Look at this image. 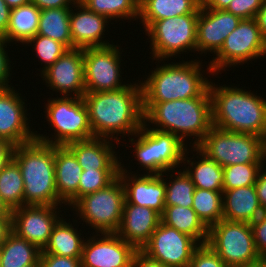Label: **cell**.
Listing matches in <instances>:
<instances>
[{"instance_id":"cell-1","label":"cell","mask_w":266,"mask_h":267,"mask_svg":"<svg viewBox=\"0 0 266 267\" xmlns=\"http://www.w3.org/2000/svg\"><path fill=\"white\" fill-rule=\"evenodd\" d=\"M137 81L118 90L83 95L94 137L111 139L117 145L121 136H132L143 126L142 86Z\"/></svg>"},{"instance_id":"cell-2","label":"cell","mask_w":266,"mask_h":267,"mask_svg":"<svg viewBox=\"0 0 266 267\" xmlns=\"http://www.w3.org/2000/svg\"><path fill=\"white\" fill-rule=\"evenodd\" d=\"M158 61V62H157ZM149 72L141 82L143 113L145 114L155 103L173 100H186L198 96H211L210 81L205 78L202 61L194 59L182 62H171L159 65ZM168 63V64H167ZM202 67V68H201ZM203 73V74H202ZM204 77V78H203Z\"/></svg>"},{"instance_id":"cell-3","label":"cell","mask_w":266,"mask_h":267,"mask_svg":"<svg viewBox=\"0 0 266 267\" xmlns=\"http://www.w3.org/2000/svg\"><path fill=\"white\" fill-rule=\"evenodd\" d=\"M216 86L210 81L212 125L231 132L248 133L266 141V100L243 88Z\"/></svg>"},{"instance_id":"cell-4","label":"cell","mask_w":266,"mask_h":267,"mask_svg":"<svg viewBox=\"0 0 266 267\" xmlns=\"http://www.w3.org/2000/svg\"><path fill=\"white\" fill-rule=\"evenodd\" d=\"M144 122L153 126L150 128L176 135L184 144L193 137L194 142L188 145L196 147L213 126L211 96L155 103L144 114Z\"/></svg>"},{"instance_id":"cell-5","label":"cell","mask_w":266,"mask_h":267,"mask_svg":"<svg viewBox=\"0 0 266 267\" xmlns=\"http://www.w3.org/2000/svg\"><path fill=\"white\" fill-rule=\"evenodd\" d=\"M12 159L18 164L24 181L25 205H66L57 194L54 145L38 140L14 147Z\"/></svg>"},{"instance_id":"cell-6","label":"cell","mask_w":266,"mask_h":267,"mask_svg":"<svg viewBox=\"0 0 266 267\" xmlns=\"http://www.w3.org/2000/svg\"><path fill=\"white\" fill-rule=\"evenodd\" d=\"M133 136V138H132ZM129 142L134 146L133 155L144 174L161 175L164 172L181 168L185 151L188 148L176 135L150 128L145 122ZM137 138V139H135Z\"/></svg>"},{"instance_id":"cell-7","label":"cell","mask_w":266,"mask_h":267,"mask_svg":"<svg viewBox=\"0 0 266 267\" xmlns=\"http://www.w3.org/2000/svg\"><path fill=\"white\" fill-rule=\"evenodd\" d=\"M196 148L222 168L234 164L266 163V141L253 134L212 126Z\"/></svg>"},{"instance_id":"cell-8","label":"cell","mask_w":266,"mask_h":267,"mask_svg":"<svg viewBox=\"0 0 266 267\" xmlns=\"http://www.w3.org/2000/svg\"><path fill=\"white\" fill-rule=\"evenodd\" d=\"M44 109L48 125L53 126L51 129L54 128V135L51 134L49 138L36 131V140L49 145L66 146L70 142L94 137L82 97H51Z\"/></svg>"},{"instance_id":"cell-9","label":"cell","mask_w":266,"mask_h":267,"mask_svg":"<svg viewBox=\"0 0 266 267\" xmlns=\"http://www.w3.org/2000/svg\"><path fill=\"white\" fill-rule=\"evenodd\" d=\"M123 183L117 176L106 187L81 197L70 209L76 218L91 226L94 233H116L122 221L125 203Z\"/></svg>"},{"instance_id":"cell-10","label":"cell","mask_w":266,"mask_h":267,"mask_svg":"<svg viewBox=\"0 0 266 267\" xmlns=\"http://www.w3.org/2000/svg\"><path fill=\"white\" fill-rule=\"evenodd\" d=\"M198 15L191 13L158 20L144 31L150 39L151 59L169 61L187 51L195 53Z\"/></svg>"},{"instance_id":"cell-11","label":"cell","mask_w":266,"mask_h":267,"mask_svg":"<svg viewBox=\"0 0 266 267\" xmlns=\"http://www.w3.org/2000/svg\"><path fill=\"white\" fill-rule=\"evenodd\" d=\"M266 56V40L260 33L255 18L242 19L239 25L225 39L220 51L213 56L207 67V73L216 76L226 71L227 67L246 64L252 59ZM221 71V72H220Z\"/></svg>"},{"instance_id":"cell-12","label":"cell","mask_w":266,"mask_h":267,"mask_svg":"<svg viewBox=\"0 0 266 267\" xmlns=\"http://www.w3.org/2000/svg\"><path fill=\"white\" fill-rule=\"evenodd\" d=\"M207 244L228 267L251 264L261 259L255 248L250 223L222 219L209 228Z\"/></svg>"},{"instance_id":"cell-13","label":"cell","mask_w":266,"mask_h":267,"mask_svg":"<svg viewBox=\"0 0 266 267\" xmlns=\"http://www.w3.org/2000/svg\"><path fill=\"white\" fill-rule=\"evenodd\" d=\"M111 43L104 47L83 49L86 92L113 91L128 85L123 82V73L120 68L122 67L121 61H123L120 58L124 51L113 41Z\"/></svg>"},{"instance_id":"cell-14","label":"cell","mask_w":266,"mask_h":267,"mask_svg":"<svg viewBox=\"0 0 266 267\" xmlns=\"http://www.w3.org/2000/svg\"><path fill=\"white\" fill-rule=\"evenodd\" d=\"M199 245L200 243L188 234L160 221L141 251L167 267H188Z\"/></svg>"},{"instance_id":"cell-15","label":"cell","mask_w":266,"mask_h":267,"mask_svg":"<svg viewBox=\"0 0 266 267\" xmlns=\"http://www.w3.org/2000/svg\"><path fill=\"white\" fill-rule=\"evenodd\" d=\"M61 207L63 206L25 205L11 211L12 232L43 250L49 242L54 225L61 218Z\"/></svg>"},{"instance_id":"cell-16","label":"cell","mask_w":266,"mask_h":267,"mask_svg":"<svg viewBox=\"0 0 266 267\" xmlns=\"http://www.w3.org/2000/svg\"><path fill=\"white\" fill-rule=\"evenodd\" d=\"M136 251L131 243L124 241L116 233H95L85 239L81 266L132 267Z\"/></svg>"},{"instance_id":"cell-17","label":"cell","mask_w":266,"mask_h":267,"mask_svg":"<svg viewBox=\"0 0 266 267\" xmlns=\"http://www.w3.org/2000/svg\"><path fill=\"white\" fill-rule=\"evenodd\" d=\"M15 89L0 88V137L17 146L34 141L36 131L29 126L26 100Z\"/></svg>"},{"instance_id":"cell-18","label":"cell","mask_w":266,"mask_h":267,"mask_svg":"<svg viewBox=\"0 0 266 267\" xmlns=\"http://www.w3.org/2000/svg\"><path fill=\"white\" fill-rule=\"evenodd\" d=\"M47 87L65 97H83L85 91L83 49H69L41 75Z\"/></svg>"},{"instance_id":"cell-19","label":"cell","mask_w":266,"mask_h":267,"mask_svg":"<svg viewBox=\"0 0 266 267\" xmlns=\"http://www.w3.org/2000/svg\"><path fill=\"white\" fill-rule=\"evenodd\" d=\"M120 162L118 176L120 177L125 191L127 203L142 207H148L160 215L165 209V176L168 172L161 175L156 174H132L131 170L124 168Z\"/></svg>"},{"instance_id":"cell-20","label":"cell","mask_w":266,"mask_h":267,"mask_svg":"<svg viewBox=\"0 0 266 267\" xmlns=\"http://www.w3.org/2000/svg\"><path fill=\"white\" fill-rule=\"evenodd\" d=\"M241 20L226 10L208 9L201 4L197 21L196 52L216 55L226 37L235 30Z\"/></svg>"},{"instance_id":"cell-21","label":"cell","mask_w":266,"mask_h":267,"mask_svg":"<svg viewBox=\"0 0 266 267\" xmlns=\"http://www.w3.org/2000/svg\"><path fill=\"white\" fill-rule=\"evenodd\" d=\"M109 21L106 16L89 10L80 1H77L70 11V32L73 49L111 45L109 40H103L105 38V28L107 29L106 26L109 25Z\"/></svg>"},{"instance_id":"cell-22","label":"cell","mask_w":266,"mask_h":267,"mask_svg":"<svg viewBox=\"0 0 266 267\" xmlns=\"http://www.w3.org/2000/svg\"><path fill=\"white\" fill-rule=\"evenodd\" d=\"M160 221L161 215L155 210L125 201L122 221L116 234L137 250H141L150 240Z\"/></svg>"},{"instance_id":"cell-23","label":"cell","mask_w":266,"mask_h":267,"mask_svg":"<svg viewBox=\"0 0 266 267\" xmlns=\"http://www.w3.org/2000/svg\"><path fill=\"white\" fill-rule=\"evenodd\" d=\"M111 141V142H110ZM111 139L93 137L66 146L74 153L83 170H119L120 155Z\"/></svg>"},{"instance_id":"cell-24","label":"cell","mask_w":266,"mask_h":267,"mask_svg":"<svg viewBox=\"0 0 266 267\" xmlns=\"http://www.w3.org/2000/svg\"><path fill=\"white\" fill-rule=\"evenodd\" d=\"M55 183L58 197L70 208L78 201L82 167L67 146L54 145Z\"/></svg>"},{"instance_id":"cell-25","label":"cell","mask_w":266,"mask_h":267,"mask_svg":"<svg viewBox=\"0 0 266 267\" xmlns=\"http://www.w3.org/2000/svg\"><path fill=\"white\" fill-rule=\"evenodd\" d=\"M222 194L224 220L251 223L263 213L254 185L223 190Z\"/></svg>"},{"instance_id":"cell-26","label":"cell","mask_w":266,"mask_h":267,"mask_svg":"<svg viewBox=\"0 0 266 267\" xmlns=\"http://www.w3.org/2000/svg\"><path fill=\"white\" fill-rule=\"evenodd\" d=\"M188 150L189 148H187L183 157L184 170L190 176L195 188L223 191V168L215 161L207 158L196 147H192L190 151L191 154L194 152L196 154H193L191 158L187 157ZM195 155L198 156L195 157ZM186 163L190 166L186 167Z\"/></svg>"},{"instance_id":"cell-27","label":"cell","mask_w":266,"mask_h":267,"mask_svg":"<svg viewBox=\"0 0 266 267\" xmlns=\"http://www.w3.org/2000/svg\"><path fill=\"white\" fill-rule=\"evenodd\" d=\"M62 216L63 214L54 225L49 242L45 248L41 250L40 254H54L62 257L81 258L85 238L80 232L82 230L80 229L78 231V228H76L78 221L73 219V224L76 222V225H73L70 223L71 221L66 222L65 220L67 219L62 218Z\"/></svg>"},{"instance_id":"cell-28","label":"cell","mask_w":266,"mask_h":267,"mask_svg":"<svg viewBox=\"0 0 266 267\" xmlns=\"http://www.w3.org/2000/svg\"><path fill=\"white\" fill-rule=\"evenodd\" d=\"M202 0H139V17L145 31L158 20L199 13Z\"/></svg>"},{"instance_id":"cell-29","label":"cell","mask_w":266,"mask_h":267,"mask_svg":"<svg viewBox=\"0 0 266 267\" xmlns=\"http://www.w3.org/2000/svg\"><path fill=\"white\" fill-rule=\"evenodd\" d=\"M41 10L33 3L11 9L5 33L7 43H22L23 46L37 34Z\"/></svg>"},{"instance_id":"cell-30","label":"cell","mask_w":266,"mask_h":267,"mask_svg":"<svg viewBox=\"0 0 266 267\" xmlns=\"http://www.w3.org/2000/svg\"><path fill=\"white\" fill-rule=\"evenodd\" d=\"M161 221L180 232L188 234L200 244L207 243L209 229L198 218L192 207L165 206Z\"/></svg>"},{"instance_id":"cell-31","label":"cell","mask_w":266,"mask_h":267,"mask_svg":"<svg viewBox=\"0 0 266 267\" xmlns=\"http://www.w3.org/2000/svg\"><path fill=\"white\" fill-rule=\"evenodd\" d=\"M71 8L43 9L40 12L37 34L49 37L73 49L70 32Z\"/></svg>"},{"instance_id":"cell-32","label":"cell","mask_w":266,"mask_h":267,"mask_svg":"<svg viewBox=\"0 0 266 267\" xmlns=\"http://www.w3.org/2000/svg\"><path fill=\"white\" fill-rule=\"evenodd\" d=\"M0 247L1 267H25L31 264H40L41 250L12 231Z\"/></svg>"},{"instance_id":"cell-33","label":"cell","mask_w":266,"mask_h":267,"mask_svg":"<svg viewBox=\"0 0 266 267\" xmlns=\"http://www.w3.org/2000/svg\"><path fill=\"white\" fill-rule=\"evenodd\" d=\"M0 196L10 211L24 206V181L13 159L0 171Z\"/></svg>"},{"instance_id":"cell-34","label":"cell","mask_w":266,"mask_h":267,"mask_svg":"<svg viewBox=\"0 0 266 267\" xmlns=\"http://www.w3.org/2000/svg\"><path fill=\"white\" fill-rule=\"evenodd\" d=\"M223 191L195 188L192 209L209 229L223 219Z\"/></svg>"},{"instance_id":"cell-35","label":"cell","mask_w":266,"mask_h":267,"mask_svg":"<svg viewBox=\"0 0 266 267\" xmlns=\"http://www.w3.org/2000/svg\"><path fill=\"white\" fill-rule=\"evenodd\" d=\"M89 10L106 16L111 20H137L139 0H79Z\"/></svg>"},{"instance_id":"cell-36","label":"cell","mask_w":266,"mask_h":267,"mask_svg":"<svg viewBox=\"0 0 266 267\" xmlns=\"http://www.w3.org/2000/svg\"><path fill=\"white\" fill-rule=\"evenodd\" d=\"M170 172L169 179L172 180H165V206L192 207L195 185L190 176L184 169H174Z\"/></svg>"},{"instance_id":"cell-37","label":"cell","mask_w":266,"mask_h":267,"mask_svg":"<svg viewBox=\"0 0 266 267\" xmlns=\"http://www.w3.org/2000/svg\"><path fill=\"white\" fill-rule=\"evenodd\" d=\"M264 164L245 163L223 167V190L255 185Z\"/></svg>"},{"instance_id":"cell-38","label":"cell","mask_w":266,"mask_h":267,"mask_svg":"<svg viewBox=\"0 0 266 267\" xmlns=\"http://www.w3.org/2000/svg\"><path fill=\"white\" fill-rule=\"evenodd\" d=\"M29 44L35 50L36 58L38 56L41 66L44 64L39 70L40 75L69 50L64 44L39 34H36L25 45L30 46Z\"/></svg>"},{"instance_id":"cell-39","label":"cell","mask_w":266,"mask_h":267,"mask_svg":"<svg viewBox=\"0 0 266 267\" xmlns=\"http://www.w3.org/2000/svg\"><path fill=\"white\" fill-rule=\"evenodd\" d=\"M119 170H83L78 187V200L88 194L94 193L110 184L117 176Z\"/></svg>"},{"instance_id":"cell-40","label":"cell","mask_w":266,"mask_h":267,"mask_svg":"<svg viewBox=\"0 0 266 267\" xmlns=\"http://www.w3.org/2000/svg\"><path fill=\"white\" fill-rule=\"evenodd\" d=\"M188 267H228L218 254L206 243L194 251Z\"/></svg>"},{"instance_id":"cell-41","label":"cell","mask_w":266,"mask_h":267,"mask_svg":"<svg viewBox=\"0 0 266 267\" xmlns=\"http://www.w3.org/2000/svg\"><path fill=\"white\" fill-rule=\"evenodd\" d=\"M263 0H232L226 9L241 19L255 18Z\"/></svg>"},{"instance_id":"cell-42","label":"cell","mask_w":266,"mask_h":267,"mask_svg":"<svg viewBox=\"0 0 266 267\" xmlns=\"http://www.w3.org/2000/svg\"><path fill=\"white\" fill-rule=\"evenodd\" d=\"M250 224L253 230L255 248L262 258L266 255V212H263Z\"/></svg>"},{"instance_id":"cell-43","label":"cell","mask_w":266,"mask_h":267,"mask_svg":"<svg viewBox=\"0 0 266 267\" xmlns=\"http://www.w3.org/2000/svg\"><path fill=\"white\" fill-rule=\"evenodd\" d=\"M7 44L9 45L5 39L0 38V88L12 87L11 84L9 85V80L12 79V61H10L8 52L5 49L8 46Z\"/></svg>"},{"instance_id":"cell-44","label":"cell","mask_w":266,"mask_h":267,"mask_svg":"<svg viewBox=\"0 0 266 267\" xmlns=\"http://www.w3.org/2000/svg\"><path fill=\"white\" fill-rule=\"evenodd\" d=\"M41 267H82L81 258L62 257L54 254H40Z\"/></svg>"},{"instance_id":"cell-45","label":"cell","mask_w":266,"mask_h":267,"mask_svg":"<svg viewBox=\"0 0 266 267\" xmlns=\"http://www.w3.org/2000/svg\"><path fill=\"white\" fill-rule=\"evenodd\" d=\"M266 164L262 167L255 183L256 194L263 212H266ZM264 169V170H263Z\"/></svg>"},{"instance_id":"cell-46","label":"cell","mask_w":266,"mask_h":267,"mask_svg":"<svg viewBox=\"0 0 266 267\" xmlns=\"http://www.w3.org/2000/svg\"><path fill=\"white\" fill-rule=\"evenodd\" d=\"M79 0H31L40 10L52 8H71Z\"/></svg>"},{"instance_id":"cell-47","label":"cell","mask_w":266,"mask_h":267,"mask_svg":"<svg viewBox=\"0 0 266 267\" xmlns=\"http://www.w3.org/2000/svg\"><path fill=\"white\" fill-rule=\"evenodd\" d=\"M132 267H167L160 262L149 258L141 250H137L133 256Z\"/></svg>"},{"instance_id":"cell-48","label":"cell","mask_w":266,"mask_h":267,"mask_svg":"<svg viewBox=\"0 0 266 267\" xmlns=\"http://www.w3.org/2000/svg\"><path fill=\"white\" fill-rule=\"evenodd\" d=\"M14 147L9 141L0 137V171L12 159Z\"/></svg>"},{"instance_id":"cell-49","label":"cell","mask_w":266,"mask_h":267,"mask_svg":"<svg viewBox=\"0 0 266 267\" xmlns=\"http://www.w3.org/2000/svg\"><path fill=\"white\" fill-rule=\"evenodd\" d=\"M11 9L4 0H0V38L5 39V33L10 19Z\"/></svg>"},{"instance_id":"cell-50","label":"cell","mask_w":266,"mask_h":267,"mask_svg":"<svg viewBox=\"0 0 266 267\" xmlns=\"http://www.w3.org/2000/svg\"><path fill=\"white\" fill-rule=\"evenodd\" d=\"M255 19L260 29L261 35L266 40V0L262 1L261 8L257 12Z\"/></svg>"},{"instance_id":"cell-51","label":"cell","mask_w":266,"mask_h":267,"mask_svg":"<svg viewBox=\"0 0 266 267\" xmlns=\"http://www.w3.org/2000/svg\"><path fill=\"white\" fill-rule=\"evenodd\" d=\"M232 0H202L205 8L213 10H226Z\"/></svg>"},{"instance_id":"cell-52","label":"cell","mask_w":266,"mask_h":267,"mask_svg":"<svg viewBox=\"0 0 266 267\" xmlns=\"http://www.w3.org/2000/svg\"><path fill=\"white\" fill-rule=\"evenodd\" d=\"M11 231V217H0V245Z\"/></svg>"},{"instance_id":"cell-53","label":"cell","mask_w":266,"mask_h":267,"mask_svg":"<svg viewBox=\"0 0 266 267\" xmlns=\"http://www.w3.org/2000/svg\"><path fill=\"white\" fill-rule=\"evenodd\" d=\"M10 9L26 5L31 2V0H4Z\"/></svg>"},{"instance_id":"cell-54","label":"cell","mask_w":266,"mask_h":267,"mask_svg":"<svg viewBox=\"0 0 266 267\" xmlns=\"http://www.w3.org/2000/svg\"><path fill=\"white\" fill-rule=\"evenodd\" d=\"M0 217H11V211L3 203V200L1 199V196H0Z\"/></svg>"},{"instance_id":"cell-55","label":"cell","mask_w":266,"mask_h":267,"mask_svg":"<svg viewBox=\"0 0 266 267\" xmlns=\"http://www.w3.org/2000/svg\"><path fill=\"white\" fill-rule=\"evenodd\" d=\"M235 267H266L265 261L261 258L257 262L251 263V264H244L241 266H235Z\"/></svg>"},{"instance_id":"cell-56","label":"cell","mask_w":266,"mask_h":267,"mask_svg":"<svg viewBox=\"0 0 266 267\" xmlns=\"http://www.w3.org/2000/svg\"><path fill=\"white\" fill-rule=\"evenodd\" d=\"M25 267H41V264H31Z\"/></svg>"},{"instance_id":"cell-57","label":"cell","mask_w":266,"mask_h":267,"mask_svg":"<svg viewBox=\"0 0 266 267\" xmlns=\"http://www.w3.org/2000/svg\"><path fill=\"white\" fill-rule=\"evenodd\" d=\"M1 260H2V252H1V247H0V267H1Z\"/></svg>"},{"instance_id":"cell-58","label":"cell","mask_w":266,"mask_h":267,"mask_svg":"<svg viewBox=\"0 0 266 267\" xmlns=\"http://www.w3.org/2000/svg\"><path fill=\"white\" fill-rule=\"evenodd\" d=\"M262 259L265 261V263H266V255H264L263 257H262Z\"/></svg>"}]
</instances>
